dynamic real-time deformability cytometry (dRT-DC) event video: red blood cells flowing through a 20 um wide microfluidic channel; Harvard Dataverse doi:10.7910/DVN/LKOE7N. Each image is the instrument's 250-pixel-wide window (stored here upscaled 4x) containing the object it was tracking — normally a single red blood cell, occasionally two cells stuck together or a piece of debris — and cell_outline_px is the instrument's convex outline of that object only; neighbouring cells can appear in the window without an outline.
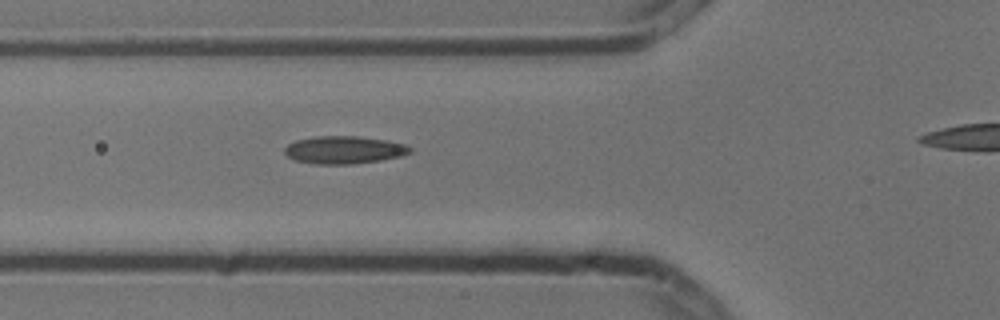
{"species": "common noctule bat (a hibernating species)", "species_latin": "Nyctalus noctula", "temperature_condition": "cold", "stored_images_in_passage": 3, "camera_frame_rate_fps": 3000, "um_per_image_px": 0.085, "animal": {"sex": "male", "body_mass_g": 13.3}, "frame": {"image": 1, "passage_image": 3, "time_ms": 0.667, "image_size_px": [1000, 320], "cell_outline_px": [[412, 152], [400, 156], [380, 160], [352, 164], [316, 164], [296, 160], [288, 156], [284, 152], [284, 148], [288, 144], [296, 140], [316, 136], [356, 136], [388, 140], [404, 144], [412, 148]], "centroid_in_image_um": [29.25, 12.73], "position_along_channel_um": 96.5, "area_um2": 20.17}}